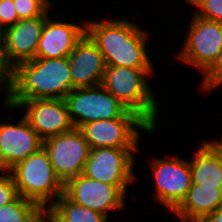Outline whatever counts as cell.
I'll return each mask as SVG.
<instances>
[{"label":"cell","mask_w":222,"mask_h":222,"mask_svg":"<svg viewBox=\"0 0 222 222\" xmlns=\"http://www.w3.org/2000/svg\"><path fill=\"white\" fill-rule=\"evenodd\" d=\"M47 17L20 19L0 33L6 59L13 68L36 58V50Z\"/></svg>","instance_id":"obj_14"},{"label":"cell","mask_w":222,"mask_h":222,"mask_svg":"<svg viewBox=\"0 0 222 222\" xmlns=\"http://www.w3.org/2000/svg\"><path fill=\"white\" fill-rule=\"evenodd\" d=\"M190 21L183 46L175 58L195 67L203 75L222 50V23L201 18L194 13Z\"/></svg>","instance_id":"obj_5"},{"label":"cell","mask_w":222,"mask_h":222,"mask_svg":"<svg viewBox=\"0 0 222 222\" xmlns=\"http://www.w3.org/2000/svg\"><path fill=\"white\" fill-rule=\"evenodd\" d=\"M5 106L8 111L25 108L23 116L42 140L74 128L64 99H32L21 101L15 108Z\"/></svg>","instance_id":"obj_12"},{"label":"cell","mask_w":222,"mask_h":222,"mask_svg":"<svg viewBox=\"0 0 222 222\" xmlns=\"http://www.w3.org/2000/svg\"><path fill=\"white\" fill-rule=\"evenodd\" d=\"M222 205V188L192 183L185 199L172 212L181 222H200Z\"/></svg>","instance_id":"obj_18"},{"label":"cell","mask_w":222,"mask_h":222,"mask_svg":"<svg viewBox=\"0 0 222 222\" xmlns=\"http://www.w3.org/2000/svg\"><path fill=\"white\" fill-rule=\"evenodd\" d=\"M72 90L101 85L106 63L97 45L85 33L68 55Z\"/></svg>","instance_id":"obj_15"},{"label":"cell","mask_w":222,"mask_h":222,"mask_svg":"<svg viewBox=\"0 0 222 222\" xmlns=\"http://www.w3.org/2000/svg\"><path fill=\"white\" fill-rule=\"evenodd\" d=\"M43 148L49 155L56 176L64 185L71 178L83 174L91 149L77 128L46 138Z\"/></svg>","instance_id":"obj_11"},{"label":"cell","mask_w":222,"mask_h":222,"mask_svg":"<svg viewBox=\"0 0 222 222\" xmlns=\"http://www.w3.org/2000/svg\"><path fill=\"white\" fill-rule=\"evenodd\" d=\"M73 22L55 20L51 15L46 18L36 50V58L52 59L68 57L76 43L86 33L85 20Z\"/></svg>","instance_id":"obj_16"},{"label":"cell","mask_w":222,"mask_h":222,"mask_svg":"<svg viewBox=\"0 0 222 222\" xmlns=\"http://www.w3.org/2000/svg\"><path fill=\"white\" fill-rule=\"evenodd\" d=\"M18 196L12 175L8 171H0V207L13 202Z\"/></svg>","instance_id":"obj_25"},{"label":"cell","mask_w":222,"mask_h":222,"mask_svg":"<svg viewBox=\"0 0 222 222\" xmlns=\"http://www.w3.org/2000/svg\"><path fill=\"white\" fill-rule=\"evenodd\" d=\"M154 70L106 65L101 85L129 111L136 113L157 131L160 106L148 80L154 76Z\"/></svg>","instance_id":"obj_3"},{"label":"cell","mask_w":222,"mask_h":222,"mask_svg":"<svg viewBox=\"0 0 222 222\" xmlns=\"http://www.w3.org/2000/svg\"><path fill=\"white\" fill-rule=\"evenodd\" d=\"M86 34L103 54L106 65L154 68L148 51L149 35L130 19L85 20Z\"/></svg>","instance_id":"obj_1"},{"label":"cell","mask_w":222,"mask_h":222,"mask_svg":"<svg viewBox=\"0 0 222 222\" xmlns=\"http://www.w3.org/2000/svg\"><path fill=\"white\" fill-rule=\"evenodd\" d=\"M200 222H222V205L214 213L207 215Z\"/></svg>","instance_id":"obj_27"},{"label":"cell","mask_w":222,"mask_h":222,"mask_svg":"<svg viewBox=\"0 0 222 222\" xmlns=\"http://www.w3.org/2000/svg\"><path fill=\"white\" fill-rule=\"evenodd\" d=\"M44 213L37 203L19 195L13 202L0 207V222H41Z\"/></svg>","instance_id":"obj_20"},{"label":"cell","mask_w":222,"mask_h":222,"mask_svg":"<svg viewBox=\"0 0 222 222\" xmlns=\"http://www.w3.org/2000/svg\"><path fill=\"white\" fill-rule=\"evenodd\" d=\"M191 5L195 7V15L222 23V0H193Z\"/></svg>","instance_id":"obj_23"},{"label":"cell","mask_w":222,"mask_h":222,"mask_svg":"<svg viewBox=\"0 0 222 222\" xmlns=\"http://www.w3.org/2000/svg\"><path fill=\"white\" fill-rule=\"evenodd\" d=\"M154 198L172 213L185 199L191 185L190 159L172 156L149 160Z\"/></svg>","instance_id":"obj_8"},{"label":"cell","mask_w":222,"mask_h":222,"mask_svg":"<svg viewBox=\"0 0 222 222\" xmlns=\"http://www.w3.org/2000/svg\"><path fill=\"white\" fill-rule=\"evenodd\" d=\"M41 147L43 140L23 115L16 123L0 122V171H8Z\"/></svg>","instance_id":"obj_13"},{"label":"cell","mask_w":222,"mask_h":222,"mask_svg":"<svg viewBox=\"0 0 222 222\" xmlns=\"http://www.w3.org/2000/svg\"><path fill=\"white\" fill-rule=\"evenodd\" d=\"M8 172L13 177L18 194L37 203L44 211L64 194V184L56 176L43 147L16 163Z\"/></svg>","instance_id":"obj_4"},{"label":"cell","mask_w":222,"mask_h":222,"mask_svg":"<svg viewBox=\"0 0 222 222\" xmlns=\"http://www.w3.org/2000/svg\"><path fill=\"white\" fill-rule=\"evenodd\" d=\"M129 186L132 185H110L80 174L64 185V194L75 204L101 213L110 219L108 212L123 211L127 208L125 195Z\"/></svg>","instance_id":"obj_9"},{"label":"cell","mask_w":222,"mask_h":222,"mask_svg":"<svg viewBox=\"0 0 222 222\" xmlns=\"http://www.w3.org/2000/svg\"><path fill=\"white\" fill-rule=\"evenodd\" d=\"M219 138L202 141L195 150L190 159L192 183L222 188V137Z\"/></svg>","instance_id":"obj_17"},{"label":"cell","mask_w":222,"mask_h":222,"mask_svg":"<svg viewBox=\"0 0 222 222\" xmlns=\"http://www.w3.org/2000/svg\"><path fill=\"white\" fill-rule=\"evenodd\" d=\"M79 130L90 148H139L140 130L156 134L141 117L129 110L120 118L92 121Z\"/></svg>","instance_id":"obj_6"},{"label":"cell","mask_w":222,"mask_h":222,"mask_svg":"<svg viewBox=\"0 0 222 222\" xmlns=\"http://www.w3.org/2000/svg\"><path fill=\"white\" fill-rule=\"evenodd\" d=\"M202 76L200 89L202 88L206 93L212 92L222 85V50L217 60Z\"/></svg>","instance_id":"obj_24"},{"label":"cell","mask_w":222,"mask_h":222,"mask_svg":"<svg viewBox=\"0 0 222 222\" xmlns=\"http://www.w3.org/2000/svg\"><path fill=\"white\" fill-rule=\"evenodd\" d=\"M14 68L8 63L5 56V49L2 37L0 35V91L3 92V103H6L10 97L13 87Z\"/></svg>","instance_id":"obj_22"},{"label":"cell","mask_w":222,"mask_h":222,"mask_svg":"<svg viewBox=\"0 0 222 222\" xmlns=\"http://www.w3.org/2000/svg\"><path fill=\"white\" fill-rule=\"evenodd\" d=\"M53 0H13L19 19L49 16Z\"/></svg>","instance_id":"obj_21"},{"label":"cell","mask_w":222,"mask_h":222,"mask_svg":"<svg viewBox=\"0 0 222 222\" xmlns=\"http://www.w3.org/2000/svg\"><path fill=\"white\" fill-rule=\"evenodd\" d=\"M192 1L193 0H185L184 2H185V4L187 3V4L191 5Z\"/></svg>","instance_id":"obj_29"},{"label":"cell","mask_w":222,"mask_h":222,"mask_svg":"<svg viewBox=\"0 0 222 222\" xmlns=\"http://www.w3.org/2000/svg\"><path fill=\"white\" fill-rule=\"evenodd\" d=\"M139 148H91L83 174L110 185H131L136 181L134 153ZM135 179V180H134Z\"/></svg>","instance_id":"obj_10"},{"label":"cell","mask_w":222,"mask_h":222,"mask_svg":"<svg viewBox=\"0 0 222 222\" xmlns=\"http://www.w3.org/2000/svg\"><path fill=\"white\" fill-rule=\"evenodd\" d=\"M41 222H55L46 212L42 215Z\"/></svg>","instance_id":"obj_28"},{"label":"cell","mask_w":222,"mask_h":222,"mask_svg":"<svg viewBox=\"0 0 222 222\" xmlns=\"http://www.w3.org/2000/svg\"><path fill=\"white\" fill-rule=\"evenodd\" d=\"M71 90L68 57L35 58L14 68L13 87L6 104L15 108L25 100L64 99Z\"/></svg>","instance_id":"obj_2"},{"label":"cell","mask_w":222,"mask_h":222,"mask_svg":"<svg viewBox=\"0 0 222 222\" xmlns=\"http://www.w3.org/2000/svg\"><path fill=\"white\" fill-rule=\"evenodd\" d=\"M55 222H107L108 218L96 211L72 202L62 194L46 211Z\"/></svg>","instance_id":"obj_19"},{"label":"cell","mask_w":222,"mask_h":222,"mask_svg":"<svg viewBox=\"0 0 222 222\" xmlns=\"http://www.w3.org/2000/svg\"><path fill=\"white\" fill-rule=\"evenodd\" d=\"M18 20L13 0H0V33Z\"/></svg>","instance_id":"obj_26"},{"label":"cell","mask_w":222,"mask_h":222,"mask_svg":"<svg viewBox=\"0 0 222 222\" xmlns=\"http://www.w3.org/2000/svg\"><path fill=\"white\" fill-rule=\"evenodd\" d=\"M64 101L74 128L97 121L122 117L128 109L102 85L71 90Z\"/></svg>","instance_id":"obj_7"}]
</instances>
